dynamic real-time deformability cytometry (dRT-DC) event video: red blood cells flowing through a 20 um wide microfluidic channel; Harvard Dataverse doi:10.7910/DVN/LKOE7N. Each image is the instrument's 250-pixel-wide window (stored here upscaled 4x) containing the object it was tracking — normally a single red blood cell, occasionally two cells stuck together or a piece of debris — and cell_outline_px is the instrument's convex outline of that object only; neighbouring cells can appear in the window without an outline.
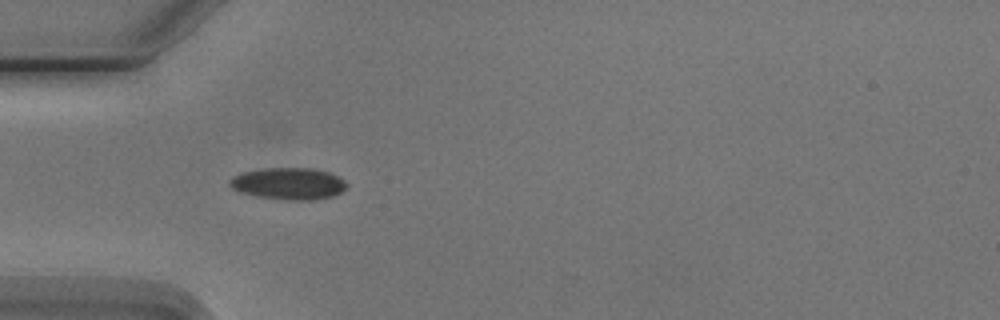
{"species": "Egyptian fruit bat (a non-hibernating species)", "species_latin": "Rousettus aegyptiacus", "temperature_condition": "cold", "stored_images_in_passage": 6, "camera_frame_rate_fps": 3000, "um_per_image_px": 0.085, "animal": {"sex": "male"}, "frame": {"image": 1, "passage_image": 5, "time_ms": 4.667, "image_size_px": [1000, 320], "cell_outline_px": [[348, 188], [332, 196], [312, 200], [288, 200], [256, 196], [240, 192], [232, 188], [228, 184], [228, 180], [232, 176], [240, 172], [268, 168], [312, 168], [328, 172], [344, 180], [348, 184]], "centroid_in_image_um": [24.5, 15.6], "position_along_channel_um": 60.5, "area_um2": 21.79}}
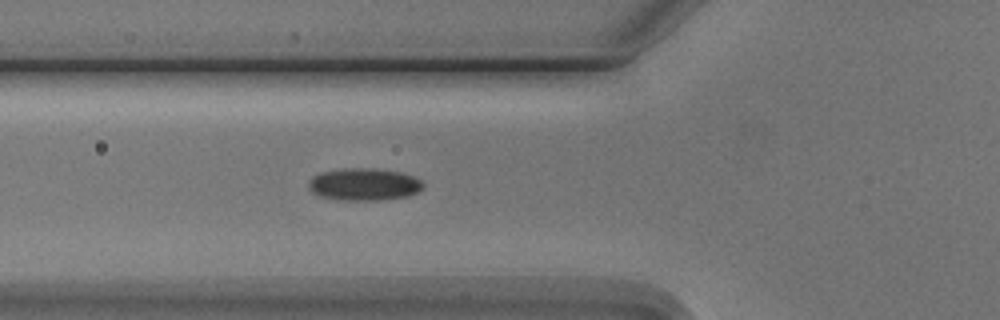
{"frame": {"image": 2, "passage_image": 6, "time_ms": 5.667, "image_size_px": [1000, 320], "cell_outline_px": [[424, 188], [408, 196], [380, 200], [336, 200], [320, 196], [312, 192], [308, 188], [308, 180], [312, 176], [320, 172], [344, 168], [372, 168], [400, 172], [424, 180]], "centroid_in_image_um": [30.93, 15.67], "position_along_channel_um": 94.9, "area_um2": 21.85}}